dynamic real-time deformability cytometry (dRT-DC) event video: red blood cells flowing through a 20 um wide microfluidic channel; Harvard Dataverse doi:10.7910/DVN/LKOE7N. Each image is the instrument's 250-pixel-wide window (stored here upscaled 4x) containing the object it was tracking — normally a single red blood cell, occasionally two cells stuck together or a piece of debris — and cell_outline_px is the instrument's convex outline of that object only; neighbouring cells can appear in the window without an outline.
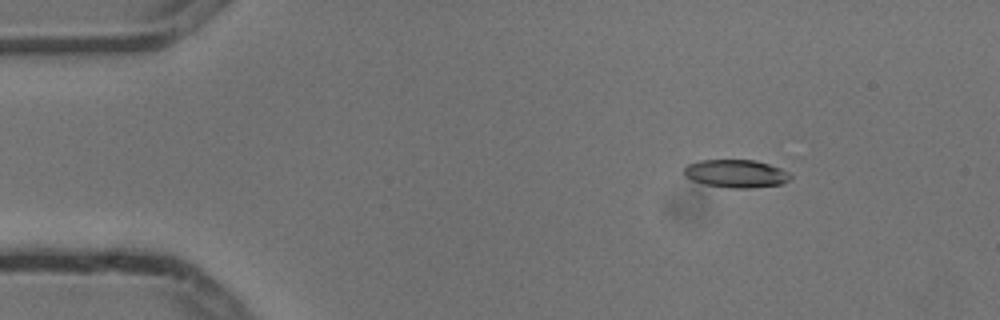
{"species": "common noctule bat (a hibernating species)", "species_latin": "Nyctalus noctula", "temperature_condition": "cold", "stored_images_in_passage": 4, "camera_frame_rate_fps": 3000, "um_per_image_px": 0.085, "animal": {"sex": "male", "body_mass_g": 13.3}, "frame": {"image": 1, "passage_image": 1, "time_ms": 0.0, "image_size_px": [1000, 320], "cell_outline_px": [[792, 176], [788, 180], [780, 184], [748, 188], [732, 188], [704, 184], [692, 180], [684, 172], [684, 168], [688, 164], [700, 160], [756, 160], [780, 168], [788, 172]], "centroid_in_image_um": [62.56, 14.75], "position_along_channel_um": 22.4, "area_um2": 17.11}}